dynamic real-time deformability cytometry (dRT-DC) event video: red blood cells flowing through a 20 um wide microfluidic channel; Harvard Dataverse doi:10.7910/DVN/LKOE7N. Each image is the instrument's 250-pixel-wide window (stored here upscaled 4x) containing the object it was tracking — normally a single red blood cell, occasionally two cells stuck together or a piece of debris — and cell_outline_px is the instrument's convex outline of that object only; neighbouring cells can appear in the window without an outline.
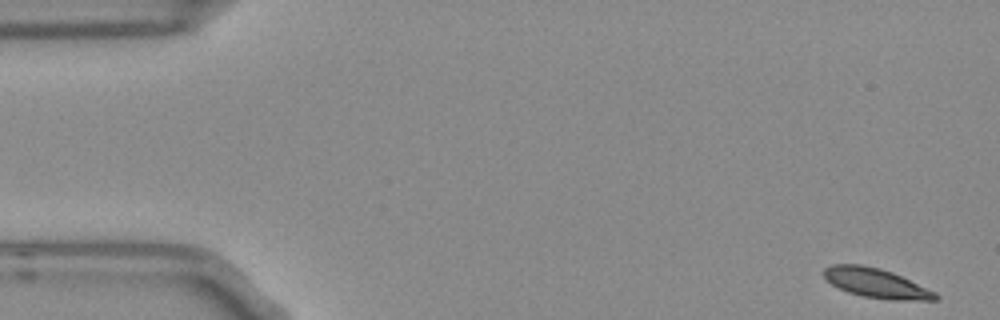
{"species": "Egyptian fruit bat (a non-hibernating species)", "species_latin": "Rousettus aegyptiacus", "temperature_condition": "room temperature", "stored_images_in_passage": 4, "camera_frame_rate_fps": 3000, "um_per_image_px": 0.085, "frame": {"image": 1, "passage_image": 1, "time_ms": 0.0, "image_size_px": [1000, 320], "cell_outline_px": [[940, 300], [888, 300], [864, 296], [848, 292], [824, 280], [824, 268], [832, 264], [860, 264], [880, 268], [892, 272], [936, 292], [940, 296]], "centroid_in_image_um": [74.48, 24.07], "position_along_channel_um": 10.5, "area_um2": 19.19}}